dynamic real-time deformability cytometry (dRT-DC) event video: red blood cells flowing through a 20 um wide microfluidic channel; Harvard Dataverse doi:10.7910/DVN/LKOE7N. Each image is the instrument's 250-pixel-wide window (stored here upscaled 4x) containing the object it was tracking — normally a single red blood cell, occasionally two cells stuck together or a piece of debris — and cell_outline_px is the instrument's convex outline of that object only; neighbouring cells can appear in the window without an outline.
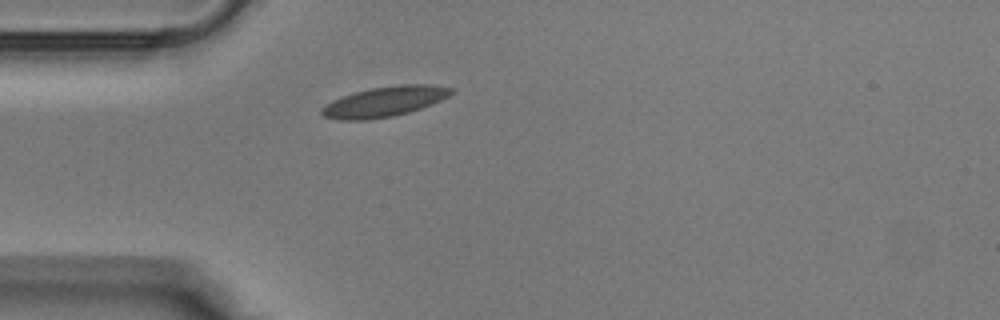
{"species": "Egyptian fruit bat (a non-hibernating species)", "species_latin": "Rousettus aegyptiacus", "temperature_condition": "warm", "stored_images_in_passage": 29, "camera_frame_rate_fps": 3000, "um_per_image_px": 0.085, "animal": {"sex": "male"}, "frame": {"image": 1, "passage_image": 1, "time_ms": 0.0, "image_size_px": [1000, 320], "cell_outline_px": [[456, 88], [448, 96], [440, 100], [420, 108], [408, 112], [392, 116], [368, 120], [340, 120], [324, 116], [320, 112], [320, 108], [332, 100], [356, 92], [372, 88], [404, 84], [428, 84]], "centroid_in_image_um": [32.67, 8.64], "position_along_channel_um": 52.3, "area_um2": 22.48}}
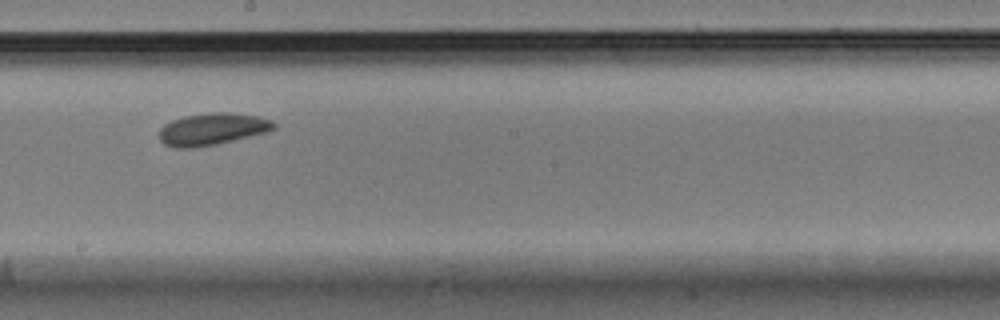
{"frame": {"image": 2, "passage_image": 12, "time_ms": 3.667, "image_size_px": [1000, 320], "cell_outline_px": [[276, 128], [264, 132], [216, 144], [196, 148], [172, 148], [164, 144], [156, 136], [160, 128], [164, 124], [172, 120], [184, 116], [208, 112], [228, 112], [260, 116], [272, 120], [276, 124]], "centroid_in_image_um": [17.98, 10.97], "position_along_channel_um": 230.2, "area_um2": 21.62}}
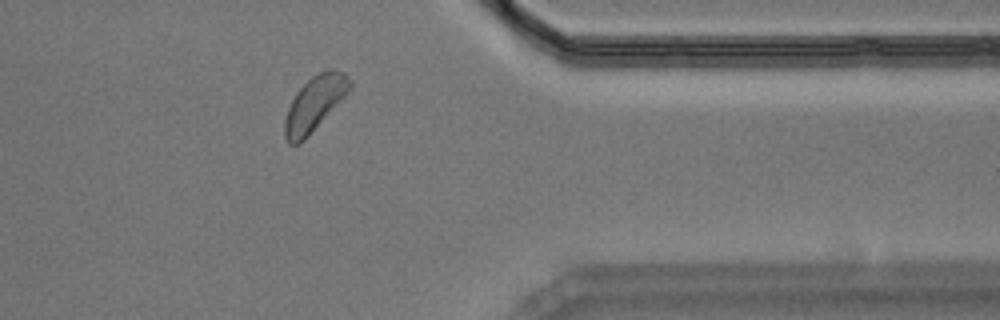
{"frame": {"image": 3, "passage_image": 22, "time_ms": 7.0, "image_size_px": [1000, 320], "cell_outline_px": [[352, 88], [304, 140], [296, 144], [288, 144], [284, 136], [284, 120], [288, 108], [296, 92], [312, 76], [328, 68], [336, 68], [344, 72], [352, 84]], "centroid_in_image_um": [26.74, 8.78], "position_along_channel_um": 384.7, "area_um2": 20.52}}